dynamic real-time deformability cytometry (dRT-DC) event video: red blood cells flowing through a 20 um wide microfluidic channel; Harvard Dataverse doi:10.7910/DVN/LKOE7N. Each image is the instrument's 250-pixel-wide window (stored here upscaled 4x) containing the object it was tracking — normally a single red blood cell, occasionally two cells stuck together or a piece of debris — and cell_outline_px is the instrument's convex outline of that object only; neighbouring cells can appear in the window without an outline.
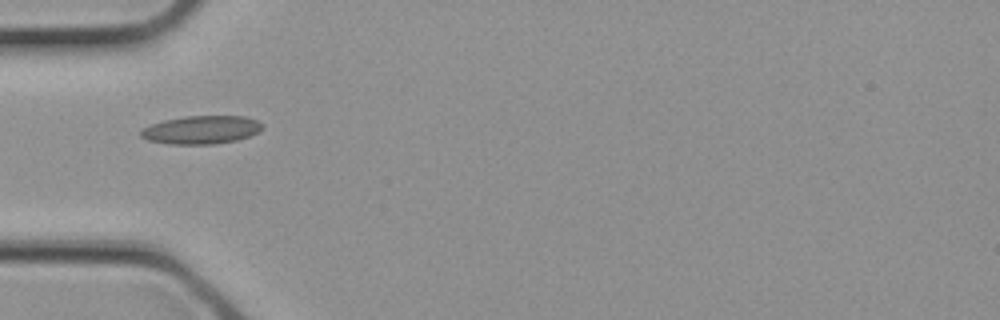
{"species": "common noctule bat (a hibernating species)", "species_latin": "Nyctalus noctula", "temperature_condition": "cold", "stored_images_in_passage": 2, "camera_frame_rate_fps": 3000, "um_per_image_px": 0.085, "animal": {"sex": "female", "body_mass_g": 21.9}, "frame": {"image": 1, "passage_image": 2, "time_ms": 0.333, "image_size_px": [1000, 320], "cell_outline_px": [[264, 128], [248, 136], [236, 140], [216, 144], [168, 144], [148, 140], [140, 136], [140, 132], [144, 128], [152, 124], [164, 120], [184, 116], [244, 116], [256, 120], [264, 124]], "centroid_in_image_um": [17.12, 11.03], "position_along_channel_um": 67.9, "area_um2": 19.94}}